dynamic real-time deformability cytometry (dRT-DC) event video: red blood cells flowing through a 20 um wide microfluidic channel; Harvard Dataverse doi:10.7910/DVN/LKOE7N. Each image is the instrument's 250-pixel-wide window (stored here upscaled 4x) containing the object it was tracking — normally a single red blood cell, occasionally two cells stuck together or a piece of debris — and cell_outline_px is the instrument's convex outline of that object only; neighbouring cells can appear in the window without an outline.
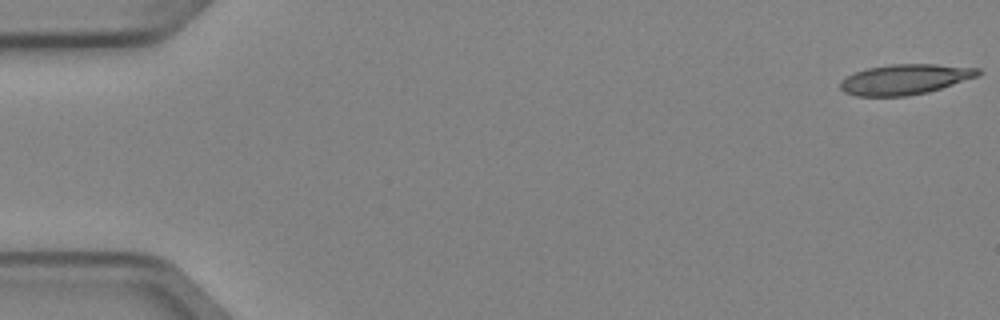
{"species": "Egyptian fruit bat (a non-hibernating species)", "species_latin": "Rousettus aegyptiacus", "temperature_condition": "cold", "stored_images_in_passage": 2, "camera_frame_rate_fps": 3000, "um_per_image_px": 0.085, "animal": {"sex": "female"}, "frame": {"image": 1, "passage_image": 2, "time_ms": 0.333, "image_size_px": [1000, 320], "cell_outline_px": [[980, 76], [928, 92], [908, 96], [856, 96], [844, 92], [840, 88], [840, 80], [856, 72], [868, 68], [888, 64], [936, 64], [980, 68]], "centroid_in_image_um": [76.94, 6.74], "position_along_channel_um": 8.1, "area_um2": 24.39}}